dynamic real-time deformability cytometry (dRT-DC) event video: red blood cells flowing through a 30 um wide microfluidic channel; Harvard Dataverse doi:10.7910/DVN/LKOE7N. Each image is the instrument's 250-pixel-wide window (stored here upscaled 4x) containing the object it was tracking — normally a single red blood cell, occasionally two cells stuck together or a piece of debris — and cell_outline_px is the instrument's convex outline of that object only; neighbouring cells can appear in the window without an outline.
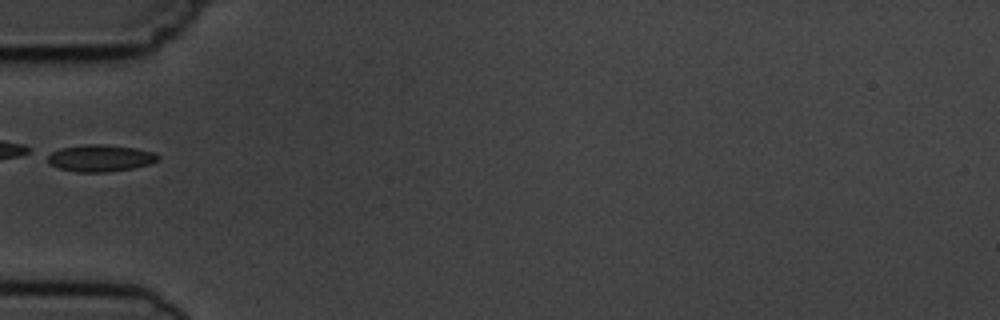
{"species": "common noctule bat (a hibernating species)", "species_latin": "Nyctalus noctula", "temperature_condition": "cold", "stored_images_in_passage": 7, "camera_frame_rate_fps": 3000, "um_per_image_px": 0.085, "animal": {"sex": "male", "body_mass_g": 19.5, "forearm_length_mm": 54.6}, "frame": {"image": 1, "passage_image": 6, "time_ms": 6.667, "image_size_px": [1000, 320], "cell_outline_px": [[160, 160], [152, 164], [132, 168], [108, 172], [76, 172], [60, 168], [52, 164], [48, 160], [48, 156], [52, 152], [60, 148], [84, 144], [108, 144], [136, 148], [152, 152], [160, 156]], "centroid_in_image_um": [8.58, 13.43], "position_along_channel_um": 76.4, "area_um2": 17.34}}
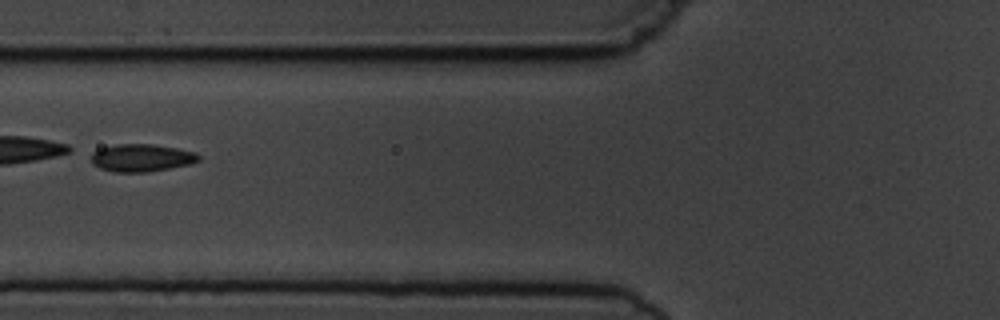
{"frame": {"image": 2, "passage_image": 7, "time_ms": 7.667, "image_size_px": [1000, 320], "cell_outline_px": [[200, 160], [192, 164], [148, 172], [112, 172], [100, 168], [92, 164], [92, 152], [100, 148], [116, 144], [152, 144], [176, 148], [196, 152], [200, 156]], "centroid_in_image_um": [12.04, 13.42], "position_along_channel_um": 113.8, "area_um2": 17.4}}